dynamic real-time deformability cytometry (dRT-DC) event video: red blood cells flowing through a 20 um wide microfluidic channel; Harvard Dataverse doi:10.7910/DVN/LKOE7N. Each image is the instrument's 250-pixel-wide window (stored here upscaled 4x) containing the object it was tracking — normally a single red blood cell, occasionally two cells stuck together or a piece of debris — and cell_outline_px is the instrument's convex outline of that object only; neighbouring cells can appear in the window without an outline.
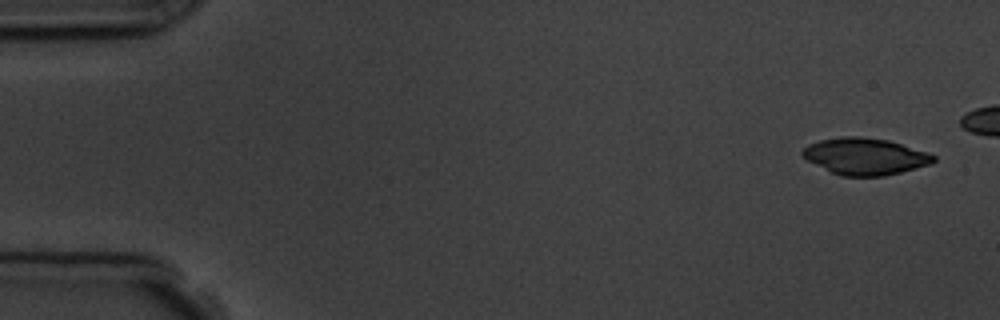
{"species": "common noctule bat (a hibernating species)", "species_latin": "Nyctalus noctula", "temperature_condition": "room temperature", "stored_images_in_passage": 6, "camera_frame_rate_fps": 3000, "um_per_image_px": 0.085, "animal": {"sex": "male", "body_mass_g": 19.5, "forearm_length_mm": 54.6}, "frame": {"image": 1, "passage_image": 1, "time_ms": 0.0, "image_size_px": [1000, 320], "cell_outline_px": [[936, 160], [932, 164], [884, 176], [840, 176], [808, 160], [800, 152], [808, 144], [820, 140], [840, 136], [860, 136], [888, 140], [928, 152], [936, 156]], "centroid_in_image_um": [73.55, 13.28], "position_along_channel_um": 11.4, "area_um2": 27.98}}